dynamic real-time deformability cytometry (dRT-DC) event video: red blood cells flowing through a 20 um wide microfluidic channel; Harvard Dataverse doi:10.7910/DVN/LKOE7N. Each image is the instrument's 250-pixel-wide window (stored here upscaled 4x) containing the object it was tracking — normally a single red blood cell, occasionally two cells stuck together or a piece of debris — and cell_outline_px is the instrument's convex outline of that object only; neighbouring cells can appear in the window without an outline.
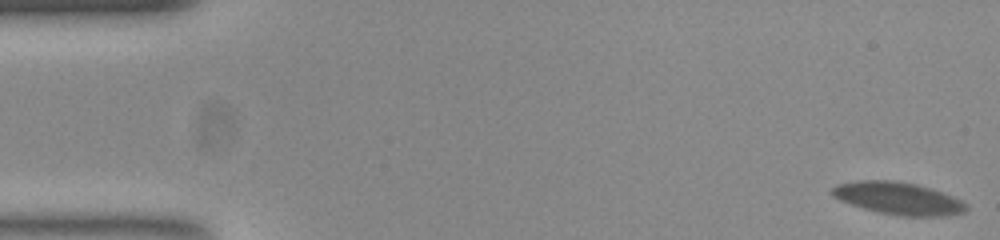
{"species": "common noctule bat (a hibernating species)", "species_latin": "Nyctalus noctula", "temperature_condition": "room temperature", "stored_images_in_passage": 56, "camera_frame_rate_fps": 3000, "um_per_image_px": 0.085, "animal": {"sex": "female", "body_mass_g": 23.0, "forearm_length_mm": 53.4}, "frame": {"image": 1, "passage_image": 1, "time_ms": 0.0, "image_size_px": [1000, 240], "cell_outline_px": [[968, 208], [960, 212], [924, 216], [912, 216], [884, 212], [868, 208], [844, 200], [836, 196], [832, 192], [832, 188], [840, 184], [868, 180], [884, 180], [912, 184], [928, 188], [940, 192], [960, 200]], "centroid_in_image_um": [76.36, 16.84], "position_along_channel_um": 8.6, "area_um2": 23.24}}
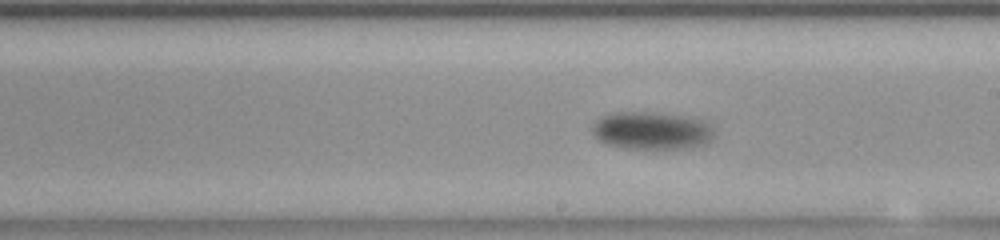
{"frame": {"image": 2, "passage_image": 31, "time_ms": 10.0, "image_size_px": [1000, 240], "cell_outline_px": [[712, 136], [708, 140], [700, 144], [680, 148], [632, 148], [608, 144], [600, 140], [596, 136], [596, 124], [604, 116], [616, 112], [660, 112], [700, 120], [708, 124], [712, 132]], "centroid_in_image_um": [55.4, 11.09], "position_along_channel_um": 233.6, "area_um2": 25.43}}
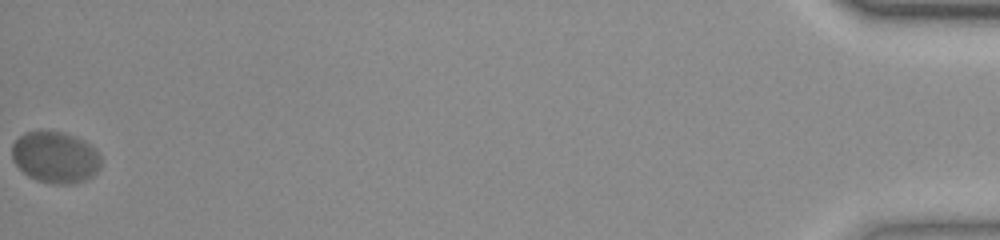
{"frame": {"image": 3, "passage_image": 56, "time_ms": 18.333, "image_size_px": [1000, 240], "cell_outline_px": [[100, 168], [92, 176], [84, 180], [68, 184], [56, 184], [36, 180], [28, 176], [12, 160], [12, 144], [20, 136], [28, 132], [64, 132], [84, 140], [96, 148], [100, 156]], "centroid_in_image_um": [4.72, 13.37], "position_along_channel_um": 430.5, "area_um2": 26.53}, "authors_computed_cell_mechanics": {"area_um2": 25.1141, "velocity_mm_per_s": 3.6333, "shape_relaxation_time_tau1_ms": 2.3534, "shape_relaxation_time_tau2_ms": null, "deformation_change_tau1": 0.1009, "deformation_change_tau2": null}}